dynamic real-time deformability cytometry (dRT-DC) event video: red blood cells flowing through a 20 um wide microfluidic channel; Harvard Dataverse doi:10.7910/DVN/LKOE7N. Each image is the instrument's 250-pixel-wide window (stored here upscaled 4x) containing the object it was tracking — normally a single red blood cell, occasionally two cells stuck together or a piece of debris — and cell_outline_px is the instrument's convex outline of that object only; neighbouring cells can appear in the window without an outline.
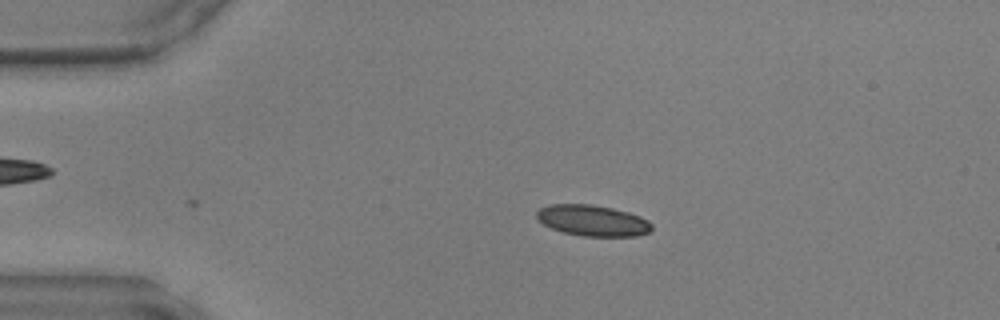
{"species": "common noctule bat (a hibernating species)", "species_latin": "Nyctalus noctula", "temperature_condition": "warm", "stored_images_in_passage": 6, "camera_frame_rate_fps": 3000, "um_per_image_px": 0.085, "animal": {"sex": "male", "body_mass_g": 17.9, "forearm_length_mm": 54.2}, "frame": {"image": 1, "passage_image": 6, "time_ms": 1.667, "image_size_px": [1000, 320], "cell_outline_px": [[652, 228], [648, 232], [636, 236], [584, 236], [564, 232], [552, 228], [544, 224], [536, 216], [536, 212], [540, 208], [548, 204], [592, 204], [612, 208], [628, 212], [640, 216], [648, 220], [652, 224]], "centroid_in_image_um": [50.38, 18.73], "position_along_channel_um": 34.6, "area_um2": 20.69}}